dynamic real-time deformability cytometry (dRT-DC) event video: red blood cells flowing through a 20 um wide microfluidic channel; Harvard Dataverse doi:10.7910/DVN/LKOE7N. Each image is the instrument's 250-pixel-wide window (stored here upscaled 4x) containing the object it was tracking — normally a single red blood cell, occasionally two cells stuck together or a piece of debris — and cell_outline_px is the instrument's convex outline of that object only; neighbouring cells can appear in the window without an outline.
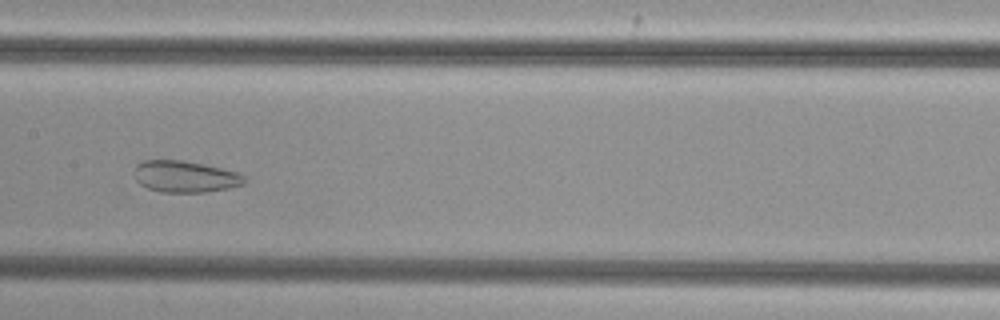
{"species": "common noctule bat (a hibernating species)", "species_latin": "Nyctalus noctula", "temperature_condition": "cold", "stored_images_in_passage": 47, "segment_of_instrument_passage": [1, 2], "camera_frame_rate_fps": 3000, "um_per_image_px": 0.085, "animal": {"sex": "female", "body_mass_g": 29.2, "forearm_length_mm": 56.3}, "frame": {"image": 1, "passage_image": 21, "time_ms": 6.667, "image_size_px": [1000, 320], "cell_outline_px": [[248, 180], [244, 184], [228, 188], [204, 192], [160, 192], [148, 188], [140, 184], [136, 180], [136, 164], [144, 160], [184, 160], [204, 164], [236, 172], [244, 176]], "centroid_in_image_um": [15.75, 15.01], "position_along_channel_um": 191.7, "area_um2": 20.17}}
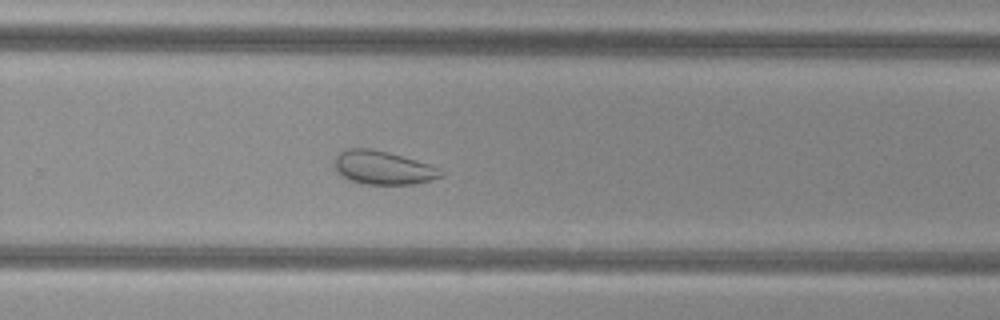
{"frame": {"image": 2, "passage_image": 29, "time_ms": 9.333, "image_size_px": [1000, 320], "cell_outline_px": [[444, 172], [440, 176], [432, 180], [412, 184], [364, 184], [348, 180], [336, 172], [332, 164], [336, 156], [344, 148], [368, 148], [388, 152], [416, 160], [428, 164]], "centroid_in_image_um": [32.47, 14.25], "position_along_channel_um": 297.3, "area_um2": 20.81}}
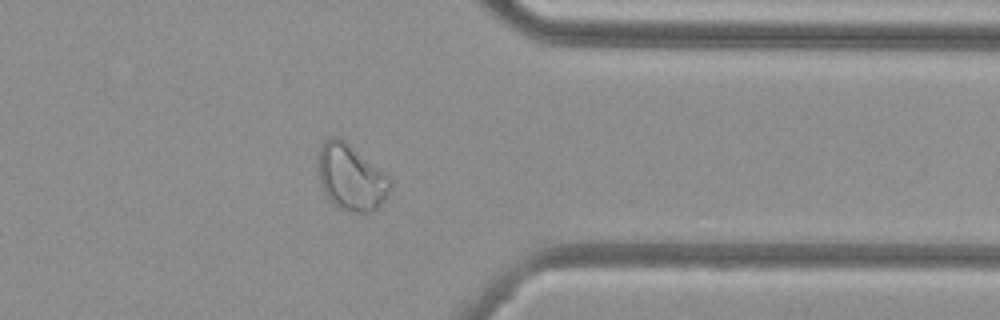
{"frame": {"image": 3, "passage_image": 36, "time_ms": 11.667, "image_size_px": [1000, 320], "cell_outline_px": [[392, 184], [384, 200], [372, 212], [348, 212], [332, 204], [324, 192], [320, 184], [316, 164], [316, 156], [324, 140], [332, 136], [336, 136], [344, 140], [384, 172], [392, 180]], "centroid_in_image_um": [29.78, 15.07], "position_along_channel_um": 381.6, "area_um2": 27.98}}